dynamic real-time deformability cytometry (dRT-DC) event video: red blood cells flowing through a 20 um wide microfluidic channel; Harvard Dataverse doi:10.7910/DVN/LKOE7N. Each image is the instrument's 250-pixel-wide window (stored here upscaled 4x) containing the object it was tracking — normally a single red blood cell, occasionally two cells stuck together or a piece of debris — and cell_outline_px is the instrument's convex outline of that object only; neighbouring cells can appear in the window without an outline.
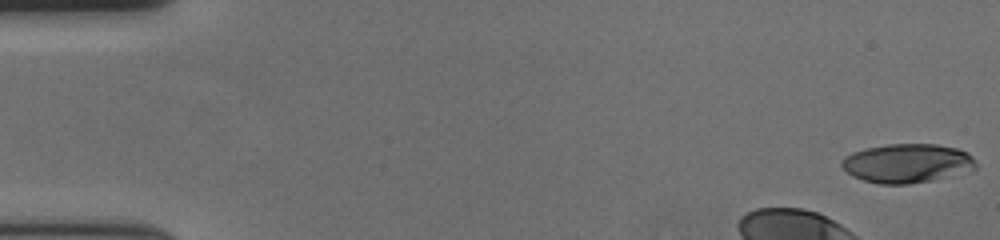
{"species": "human", "species_latin": "Homo sapiens", "temperature_condition": "cold", "stored_images_in_passage": 17, "camera_frame_rate_fps": 3000, "um_per_image_px": 0.085, "donor": {"sex": "female"}, "frame": {"image": 1, "passage_image": 1, "time_ms": 0.0, "image_size_px": [1000, 240], "cell_outline_px": [[976, 168], [972, 172], [932, 180], [908, 184], [880, 184], [864, 180], [852, 176], [840, 164], [840, 160], [844, 156], [852, 152], [864, 148], [888, 144], [936, 144], [956, 148], [968, 152], [976, 160]], "centroid_in_image_um": [77.14, 13.88], "position_along_channel_um": 7.9, "area_um2": 30.92}}
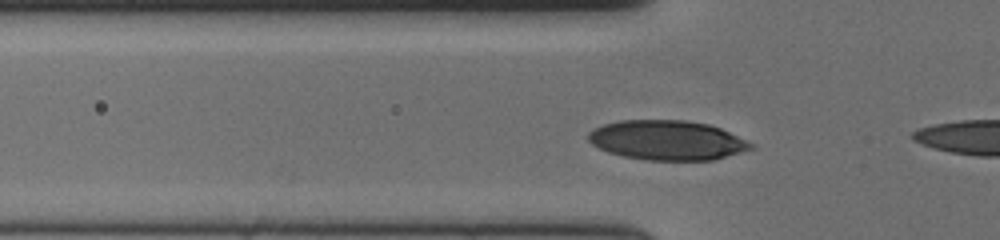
{"frame": {"image": 2, "passage_image": 15, "time_ms": 4.667, "image_size_px": [1000, 240], "cell_outline_px": [[756, 148], [712, 160], [648, 160], [624, 156], [608, 152], [592, 144], [588, 140], [588, 132], [604, 124], [620, 120], [684, 120], [708, 124], [720, 128], [756, 144]], "centroid_in_image_um": [56.74, 11.92], "position_along_channel_um": 69.1, "area_um2": 37.51}}